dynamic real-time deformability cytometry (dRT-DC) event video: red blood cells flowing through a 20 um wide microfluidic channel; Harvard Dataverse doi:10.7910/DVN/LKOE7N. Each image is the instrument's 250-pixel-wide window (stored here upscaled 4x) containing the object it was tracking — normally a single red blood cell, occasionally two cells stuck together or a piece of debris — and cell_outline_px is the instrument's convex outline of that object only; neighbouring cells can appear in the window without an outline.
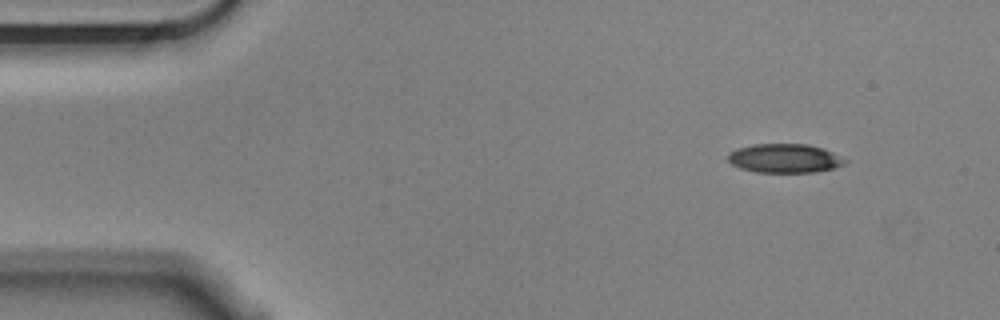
{"species": "Egyptian fruit bat (a non-hibernating species)", "species_latin": "Rousettus aegyptiacus", "temperature_condition": "cold", "stored_images_in_passage": 51, "camera_frame_rate_fps": 3000, "um_per_image_px": 0.085, "animal": {"sex": "male"}, "frame": {"image": 1, "passage_image": 1, "time_ms": 0.0, "image_size_px": [1000, 320], "cell_outline_px": [[848, 160], [844, 164], [836, 168], [816, 172], [756, 172], [740, 168], [732, 164], [728, 160], [728, 152], [736, 148], [752, 144], [808, 144], [824, 148]], "centroid_in_image_um": [66.7, 13.45], "position_along_channel_um": 18.3, "area_um2": 19.94}}
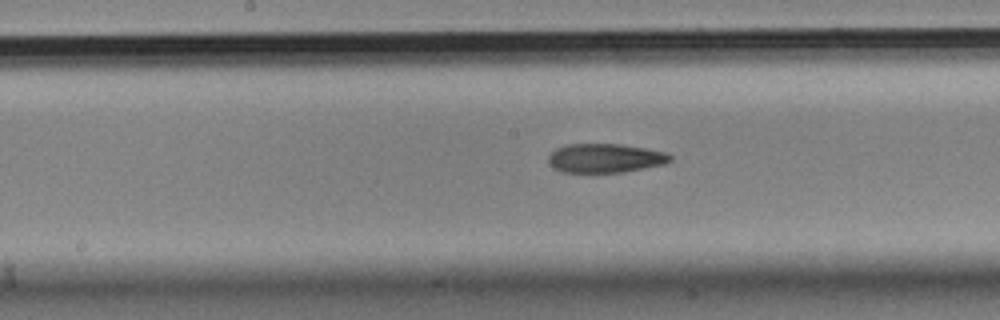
{"frame": {"image": 2, "passage_image": 23, "time_ms": 7.333, "image_size_px": [1000, 320], "cell_outline_px": [[672, 160], [664, 164], [624, 172], [560, 172], [552, 168], [548, 164], [548, 156], [556, 148], [568, 144], [620, 144], [644, 148], [664, 152], [672, 156]], "centroid_in_image_um": [51.4, 13.45], "position_along_channel_um": 196.8, "area_um2": 20.63}}
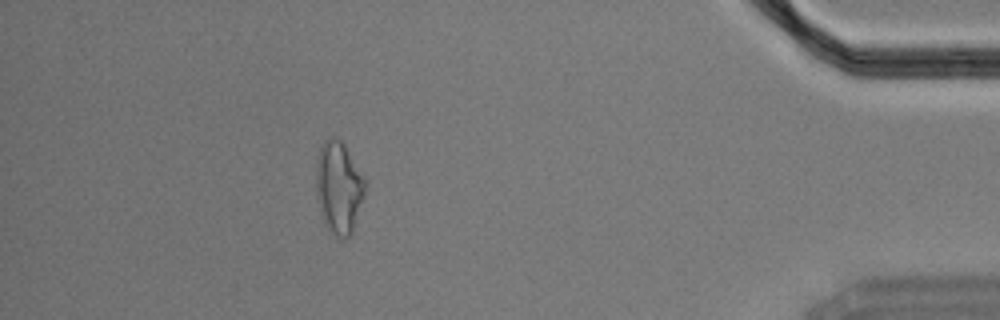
{"frame": {"image": 3, "passage_image": 45, "time_ms": 14.667, "image_size_px": [1000, 320], "cell_outline_px": [[364, 196], [352, 232], [344, 240], [336, 240], [328, 232], [320, 212], [316, 196], [316, 160], [320, 148], [324, 140], [328, 136], [332, 136], [340, 140], [344, 144], [364, 180]], "centroid_in_image_um": [28.75, 15.99], "position_along_channel_um": 406.5, "area_um2": 26.41}, "authors_computed_cell_mechanics": {"area_um2": 21.386, "velocity_mm_per_s": 3.5604, "shape_relaxation_time_tau1_ms": null, "shape_relaxation_time_tau2_ms": 4.8088, "deformation_change_tau1": null, "deformation_change_tau2": 0.1537}}